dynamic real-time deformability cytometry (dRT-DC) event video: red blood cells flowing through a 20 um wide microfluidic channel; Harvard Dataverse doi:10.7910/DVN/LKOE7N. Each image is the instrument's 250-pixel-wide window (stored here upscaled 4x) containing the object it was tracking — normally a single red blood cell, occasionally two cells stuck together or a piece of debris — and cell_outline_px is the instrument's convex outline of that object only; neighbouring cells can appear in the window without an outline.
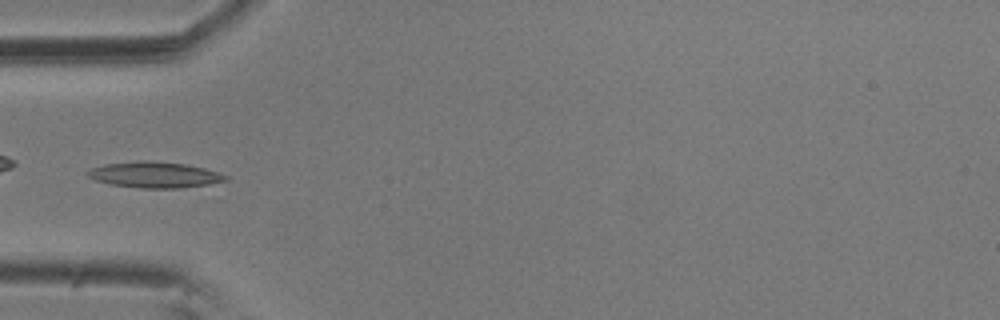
{"species": "common noctule bat (a hibernating species)", "species_latin": "Nyctalus noctula", "temperature_condition": "room temperature", "stored_images_in_passage": 10, "camera_frame_rate_fps": 3000, "um_per_image_px": 0.085, "animal": {"sex": "male", "body_mass_g": 20.5, "forearm_length_mm": 52.5}, "frame": {"image": 1, "passage_image": 5, "time_ms": 1.333, "image_size_px": [1000, 320], "cell_outline_px": [[228, 180], [208, 184], [180, 188], [140, 188], [112, 184], [96, 180], [88, 176], [84, 172], [92, 168], [104, 164], [140, 160], [144, 160], [184, 164], [204, 168], [228, 176]], "centroid_in_image_um": [13.12, 14.85], "position_along_channel_um": 71.9, "area_um2": 20.63}}
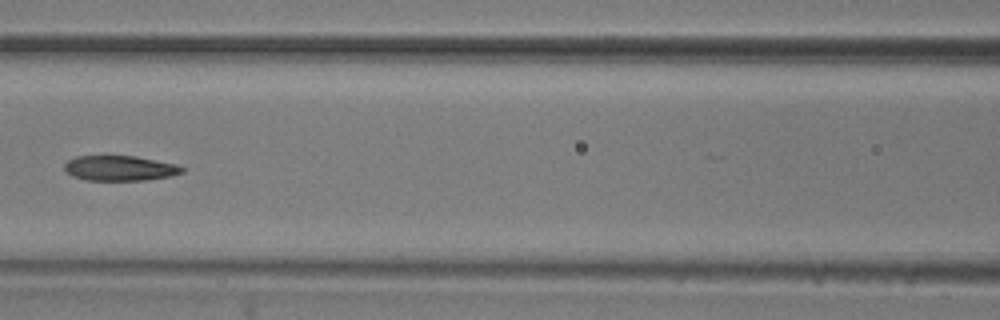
{"frame": {"image": 2, "passage_image": 7, "time_ms": 2.0, "image_size_px": [1000, 320], "cell_outline_px": [[184, 172], [172, 176], [144, 180], [84, 180], [72, 176], [64, 168], [64, 164], [68, 160], [76, 156], [136, 156], [176, 164], [184, 168]], "centroid_in_image_um": [10.19, 14.3], "position_along_channel_um": 156.4, "area_um2": 17.22}}
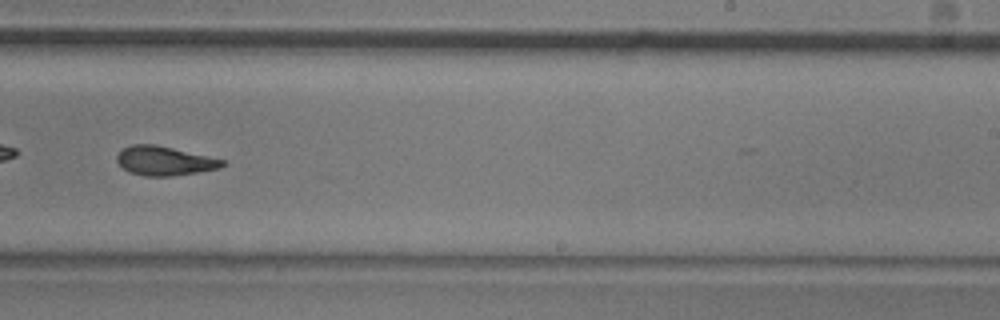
{"frame": {"image": 3, "passage_image": 10, "time_ms": 3.0, "image_size_px": [1000, 320], "cell_outline_px": [[224, 164], [220, 168], [172, 176], [144, 176], [128, 172], [116, 160], [116, 156], [124, 148], [132, 144], [156, 144], [224, 160]], "centroid_in_image_um": [13.94, 13.67], "position_along_channel_um": 275.1, "area_um2": 17.69}}